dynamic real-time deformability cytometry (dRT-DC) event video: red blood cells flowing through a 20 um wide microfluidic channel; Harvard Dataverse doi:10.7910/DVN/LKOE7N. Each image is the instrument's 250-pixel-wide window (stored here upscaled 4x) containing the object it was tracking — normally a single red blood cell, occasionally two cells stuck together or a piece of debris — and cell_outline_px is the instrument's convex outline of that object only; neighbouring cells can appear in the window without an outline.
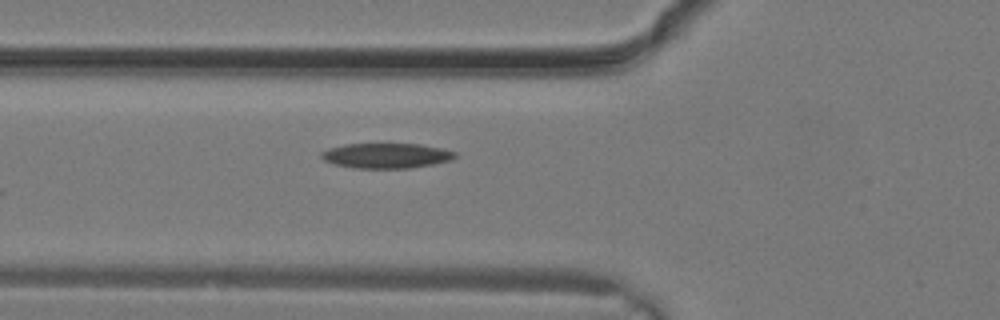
{"species": "common noctule bat (a hibernating species)", "species_latin": "Nyctalus noctula", "temperature_condition": "warm", "stored_images_in_passage": 5, "camera_frame_rate_fps": 3000, "um_per_image_px": 0.085, "animal": {"sex": "male", "body_mass_g": 19.2, "forearm_length_mm": 51.8}, "frame": {"image": 1, "passage_image": 3, "time_ms": 0.667, "image_size_px": [1000, 320], "cell_outline_px": [[456, 156], [452, 160], [432, 164], [408, 168], [352, 168], [336, 164], [324, 160], [320, 156], [320, 152], [328, 148], [344, 144], [420, 144], [440, 148], [456, 152]], "centroid_in_image_um": [32.81, 13.23], "position_along_channel_um": 93.0, "area_um2": 19.48}}
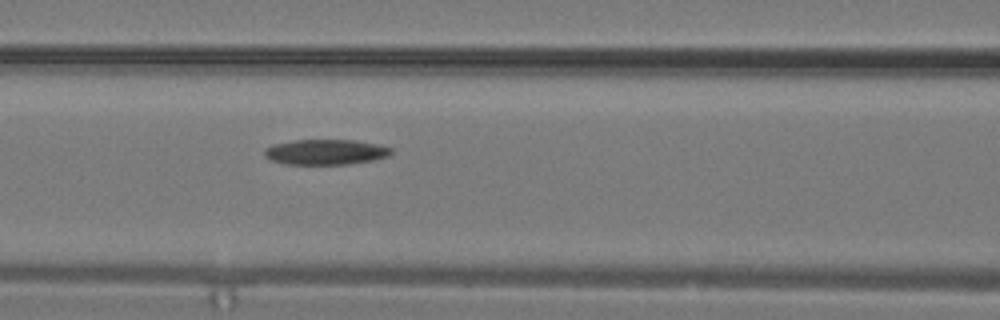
{"frame": {"image": 2, "passage_image": 5, "time_ms": 1.333, "image_size_px": [1000, 320], "cell_outline_px": [[392, 152], [388, 156], [372, 160], [348, 164], [284, 164], [272, 160], [264, 156], [264, 148], [272, 144], [296, 140], [356, 140], [376, 144], [392, 148]], "centroid_in_image_um": [27.65, 12.92], "position_along_channel_um": 139.0, "area_um2": 18.67}}